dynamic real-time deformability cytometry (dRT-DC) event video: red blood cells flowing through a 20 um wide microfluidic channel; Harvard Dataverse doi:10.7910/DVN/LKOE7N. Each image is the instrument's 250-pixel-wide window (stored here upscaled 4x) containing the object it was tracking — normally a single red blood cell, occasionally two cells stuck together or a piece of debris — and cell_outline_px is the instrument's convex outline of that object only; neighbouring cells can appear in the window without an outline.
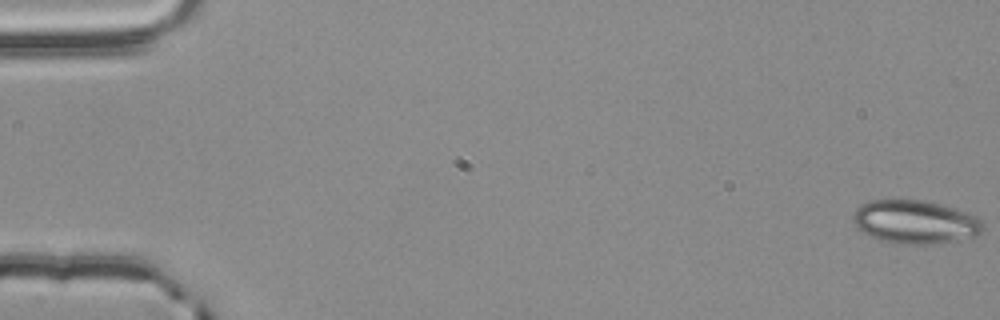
{"species": "common noctule bat (a hibernating species)", "species_latin": "Nyctalus noctula", "temperature_condition": "room temperature", "stored_images_in_passage": 56, "camera_frame_rate_fps": 3000, "um_per_image_px": 0.085, "animal": {"sex": "male", "body_mass_g": 20.4}, "frame": {"image": 1, "passage_image": 1, "time_ms": 0.0, "image_size_px": [1000, 320], "cell_outline_px": [[984, 232], [972, 236], [956, 240], [928, 244], [904, 244], [880, 240], [856, 228], [852, 220], [852, 216], [856, 208], [860, 204], [868, 200], [924, 200], [940, 204], [976, 216], [984, 224]], "centroid_in_image_um": [77.75, 18.85], "position_along_channel_um": 7.3, "area_um2": 32.71}}
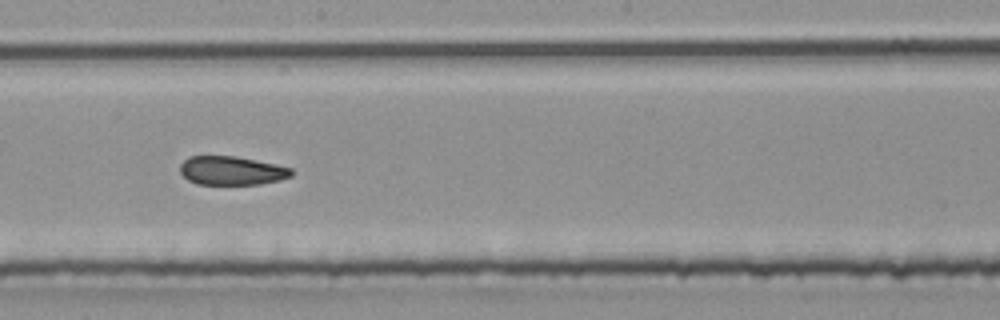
{"frame": {"image": 2, "passage_image": 32, "time_ms": 10.333, "image_size_px": [1000, 320], "cell_outline_px": [[292, 176], [280, 180], [260, 184], [196, 184], [188, 180], [180, 172], [180, 164], [188, 156], [236, 156], [276, 164], [292, 168]], "centroid_in_image_um": [19.69, 14.5], "position_along_channel_um": 228.5, "area_um2": 18.73}}
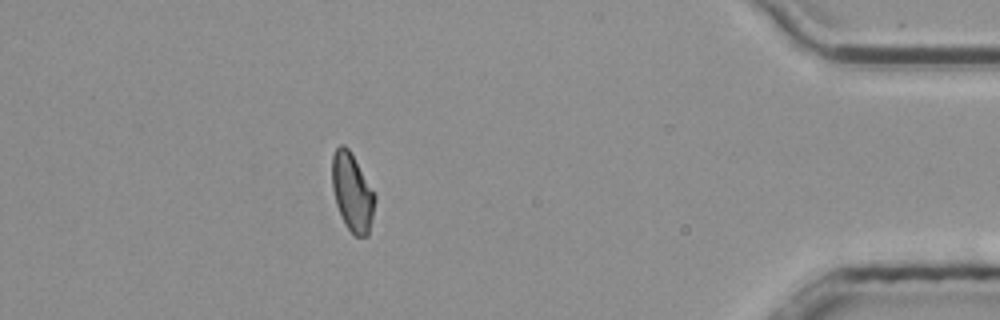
{"frame": {"image": 3, "passage_image": 50, "time_ms": 16.333, "image_size_px": [1000, 320], "cell_outline_px": [[376, 196], [368, 236], [352, 236], [336, 204], [332, 188], [332, 156], [336, 148], [340, 144], [344, 144], [348, 148]], "centroid_in_image_um": [29.92, 16.35], "position_along_channel_um": 405.3, "area_um2": 19.07}, "authors_computed_cell_mechanics": {"area_um2": 20.1144, "velocity_mm_per_s": 3.7808, "shape_relaxation_time_tau1_ms": null, "shape_relaxation_time_tau2_ms": 3.1584, "deformation_change_tau1": null, "deformation_change_tau2": 0.0756}}